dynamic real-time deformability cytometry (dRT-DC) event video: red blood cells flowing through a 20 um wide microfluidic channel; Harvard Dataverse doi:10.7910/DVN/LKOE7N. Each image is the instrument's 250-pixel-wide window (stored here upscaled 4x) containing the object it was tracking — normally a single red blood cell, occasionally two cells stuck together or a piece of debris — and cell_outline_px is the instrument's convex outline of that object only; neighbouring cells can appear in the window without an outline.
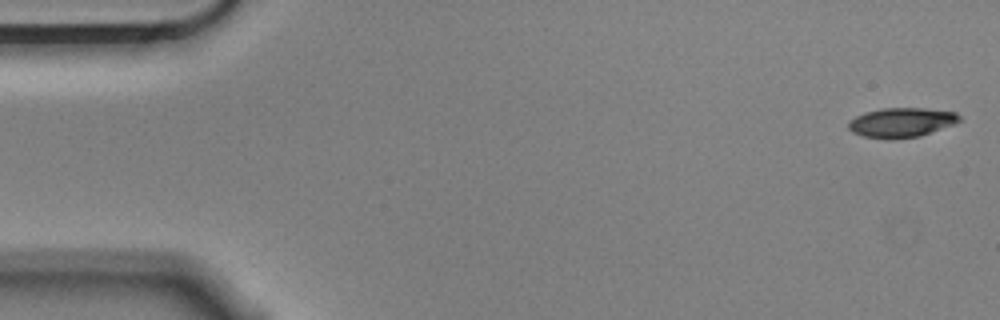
{"species": "Egyptian fruit bat (a non-hibernating species)", "species_latin": "Rousettus aegyptiacus", "temperature_condition": "cold", "stored_images_in_passage": 7, "camera_frame_rate_fps": 3000, "um_per_image_px": 0.085, "animal": {"sex": "male"}, "frame": {"image": 1, "passage_image": 1, "time_ms": 0.0, "image_size_px": [1000, 320], "cell_outline_px": [[960, 120], [952, 124], [920, 136], [888, 140], [864, 136], [852, 132], [848, 128], [848, 124], [856, 116], [864, 112], [884, 108], [924, 108], [956, 112], [960, 116]], "centroid_in_image_um": [76.6, 10.41], "position_along_channel_um": 8.4, "area_um2": 18.96}}
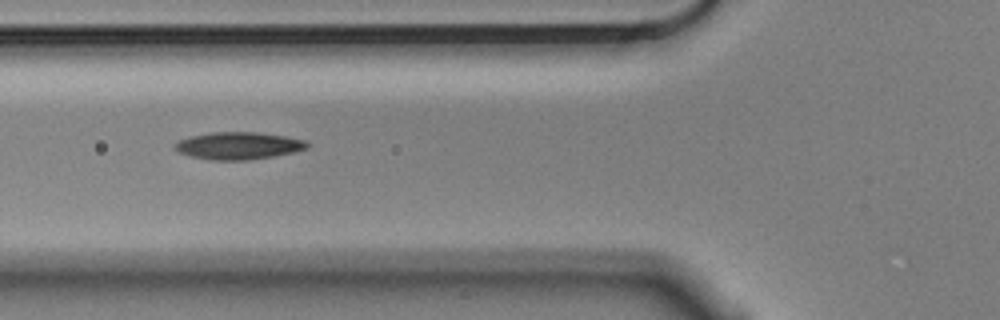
{"frame": {"image": 2, "passage_image": 6, "time_ms": 1.667, "image_size_px": [1000, 320], "cell_outline_px": [[308, 148], [292, 152], [272, 156], [248, 160], [212, 160], [192, 156], [180, 152], [172, 148], [172, 144], [176, 140], [188, 136], [212, 132], [256, 132], [284, 136], [304, 140], [308, 144]], "centroid_in_image_um": [20.18, 12.37], "position_along_channel_um": 105.6, "area_um2": 21.04}}
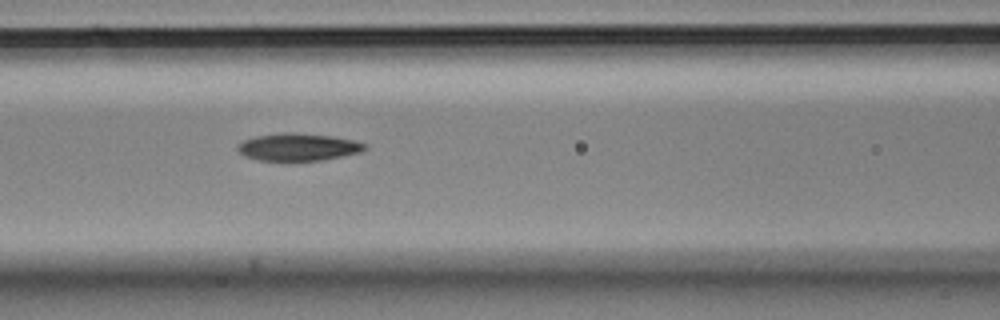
{"frame": {"image": 3, "passage_image": 7, "time_ms": 2.0, "image_size_px": [1000, 320], "cell_outline_px": [[368, 148], [360, 152], [320, 160], [288, 164], [256, 160], [244, 156], [236, 148], [244, 140], [256, 136], [284, 132], [292, 132], [332, 136], [352, 140], [368, 144]], "centroid_in_image_um": [25.31, 12.54], "position_along_channel_um": 141.3, "area_um2": 21.04}}